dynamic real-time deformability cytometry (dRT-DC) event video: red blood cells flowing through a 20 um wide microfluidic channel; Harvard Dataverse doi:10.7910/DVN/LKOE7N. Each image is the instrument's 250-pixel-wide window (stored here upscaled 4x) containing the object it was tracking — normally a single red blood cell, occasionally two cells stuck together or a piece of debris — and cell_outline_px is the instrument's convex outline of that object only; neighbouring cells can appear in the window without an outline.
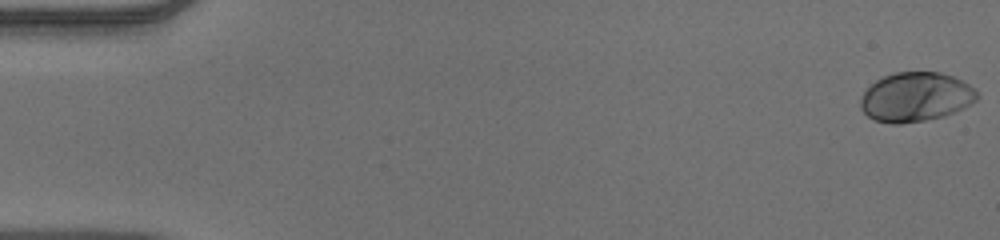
{"species": "human", "species_latin": "Homo sapiens", "temperature_condition": "warm", "stored_images_in_passage": 53, "camera_frame_rate_fps": 3000, "um_per_image_px": 0.085, "donor": {"sex": "male"}, "frame": {"image": 1, "passage_image": 1, "time_ms": 0.0, "image_size_px": [1000, 240], "cell_outline_px": [[980, 96], [976, 100], [944, 116], [924, 120], [900, 124], [892, 124], [876, 120], [868, 116], [860, 108], [860, 100], [864, 92], [876, 80], [884, 76], [896, 72], [940, 72], [952, 76], [976, 88]], "centroid_in_image_um": [77.83, 8.24], "position_along_channel_um": 7.2, "area_um2": 33.23}}
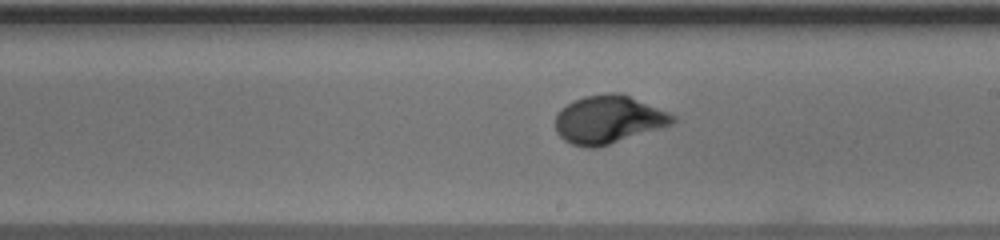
{"frame": {"image": 2, "passage_image": 31, "time_ms": 10.0, "image_size_px": [1000, 240], "cell_outline_px": [[676, 120], [672, 124], [660, 128], [596, 148], [588, 148], [572, 144], [564, 140], [556, 132], [556, 112], [560, 108], [572, 100], [584, 96], [608, 92], [620, 92], [668, 112], [676, 116]], "centroid_in_image_um": [51.68, 10.14], "position_along_channel_um": 237.3, "area_um2": 32.83}}
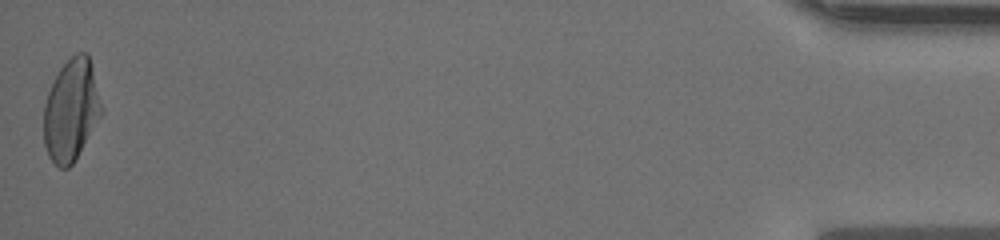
{"frame": {"image": 3, "passage_image": 53, "time_ms": 17.333, "image_size_px": [1000, 240], "cell_outline_px": [[104, 108], [100, 116], [72, 164], [68, 168], [60, 168], [48, 156], [44, 144], [44, 104], [48, 92], [60, 68], [76, 52], [88, 52]], "centroid_in_image_um": [6.06, 9.33], "position_along_channel_um": 429.1, "area_um2": 33.99}, "authors_computed_cell_mechanics": {"area_um2": 32.368, "velocity_mm_per_s": 3.8963, "shape_relaxation_time_tau1_ms": 3.127, "shape_relaxation_time_tau2_ms": null, "deformation_change_tau1": 0.1791, "deformation_change_tau2": null}}